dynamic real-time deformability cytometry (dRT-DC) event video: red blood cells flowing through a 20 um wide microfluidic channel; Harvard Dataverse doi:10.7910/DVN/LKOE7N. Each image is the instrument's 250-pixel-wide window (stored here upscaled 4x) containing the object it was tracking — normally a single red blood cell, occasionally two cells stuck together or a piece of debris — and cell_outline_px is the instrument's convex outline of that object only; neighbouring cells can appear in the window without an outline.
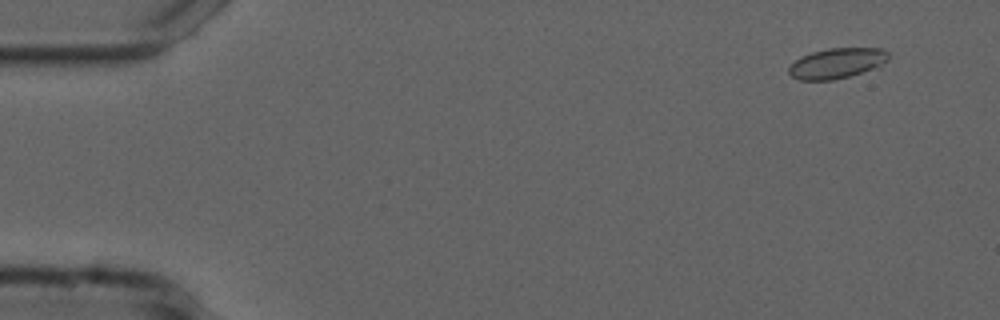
{"species": "common noctule bat (a hibernating species)", "species_latin": "Nyctalus noctula", "temperature_condition": "cold", "stored_images_in_passage": 15, "camera_frame_rate_fps": 3000, "um_per_image_px": 0.085, "animal": {"sex": "male", "forearm_length_mm": 52.5}, "frame": {"image": 1, "passage_image": 4, "time_ms": 1.0, "image_size_px": [1000, 320], "cell_outline_px": [[888, 60], [880, 68], [832, 80], [800, 80], [792, 76], [788, 72], [788, 68], [800, 56], [812, 52], [828, 48], [884, 48], [888, 52]], "centroid_in_image_um": [71.18, 5.37], "position_along_channel_um": 13.8, "area_um2": 17.8}}